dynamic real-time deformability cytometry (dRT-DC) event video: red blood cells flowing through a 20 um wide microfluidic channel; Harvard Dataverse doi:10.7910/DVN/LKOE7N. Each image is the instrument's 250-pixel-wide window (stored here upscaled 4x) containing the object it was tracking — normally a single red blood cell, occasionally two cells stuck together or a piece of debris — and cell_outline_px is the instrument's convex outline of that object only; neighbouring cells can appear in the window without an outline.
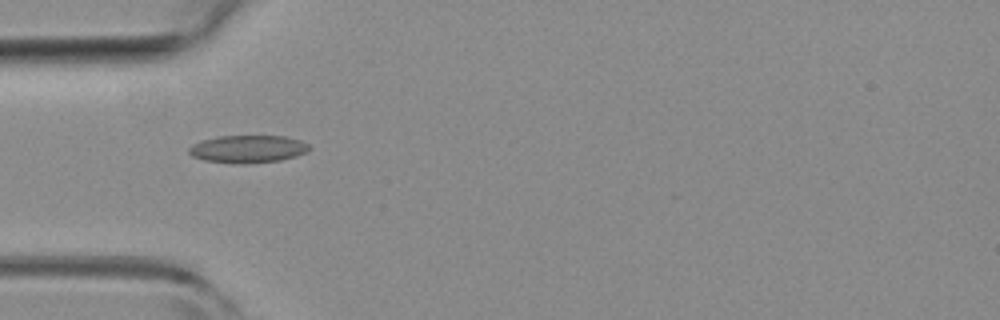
{"species": "common noctule bat (a hibernating species)", "species_latin": "Nyctalus noctula", "temperature_condition": "room temperature", "stored_images_in_passage": 2, "camera_frame_rate_fps": 3000, "um_per_image_px": 0.085, "animal": {"sex": "female", "body_mass_g": 19.3, "forearm_length_mm": 54.1}, "frame": {"image": 1, "passage_image": 1, "time_ms": 0.0, "image_size_px": [1000, 320], "cell_outline_px": [[312, 148], [308, 152], [296, 156], [280, 160], [248, 164], [236, 164], [204, 160], [192, 156], [188, 152], [188, 148], [192, 144], [216, 136], [284, 136], [300, 140], [308, 144]], "centroid_in_image_um": [21.08, 12.67], "position_along_channel_um": 63.9, "area_um2": 19.54}}
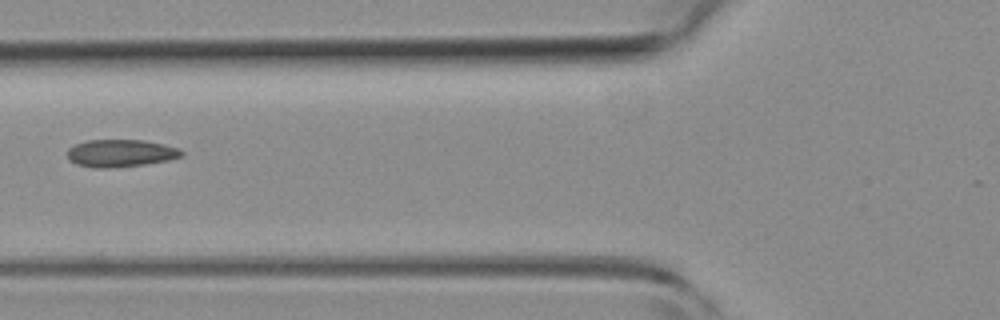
{"frame": {"image": 2, "passage_image": 2, "time_ms": 0.333, "image_size_px": [1000, 320], "cell_outline_px": [[184, 156], [168, 160], [144, 164], [112, 168], [92, 168], [76, 164], [68, 160], [68, 148], [76, 144], [88, 140], [144, 140], [164, 144], [180, 148], [184, 152]], "centroid_in_image_um": [10.27, 13.02], "position_along_channel_um": 115.5, "area_um2": 18.44}}